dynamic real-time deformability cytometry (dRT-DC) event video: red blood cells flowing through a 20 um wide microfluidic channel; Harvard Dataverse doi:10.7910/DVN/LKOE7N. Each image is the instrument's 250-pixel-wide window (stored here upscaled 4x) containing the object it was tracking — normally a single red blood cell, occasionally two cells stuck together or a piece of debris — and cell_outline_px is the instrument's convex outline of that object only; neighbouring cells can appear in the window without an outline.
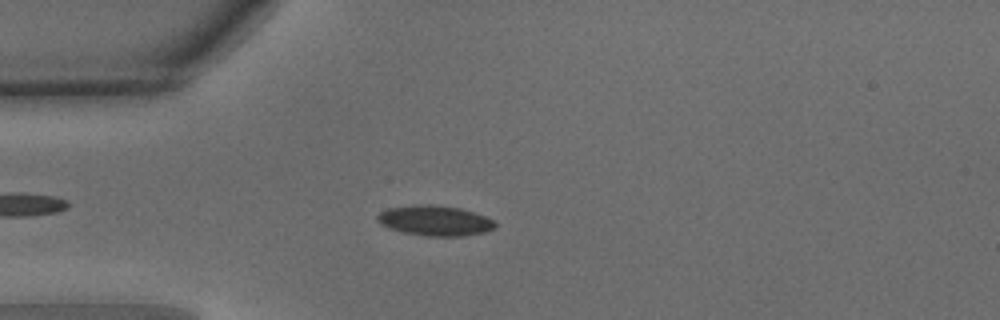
{"species": "common noctule bat (a hibernating species)", "species_latin": "Nyctalus noctula", "temperature_condition": "warm", "stored_images_in_passage": 34, "segment_of_instrument_passage": [1, 2], "camera_frame_rate_fps": 3000, "um_per_image_px": 0.085, "animal": {"sex": "male", "body_mass_g": 15.6}, "frame": {"image": 1, "passage_image": 11, "time_ms": 3.333, "image_size_px": [1000, 320], "cell_outline_px": [[496, 228], [484, 232], [464, 236], [428, 236], [404, 232], [380, 224], [376, 220], [376, 216], [380, 212], [388, 208], [412, 204], [428, 204], [460, 208], [484, 216], [492, 220], [496, 224]], "centroid_in_image_um": [36.95, 18.74], "position_along_channel_um": 48.1, "area_um2": 20.63}}
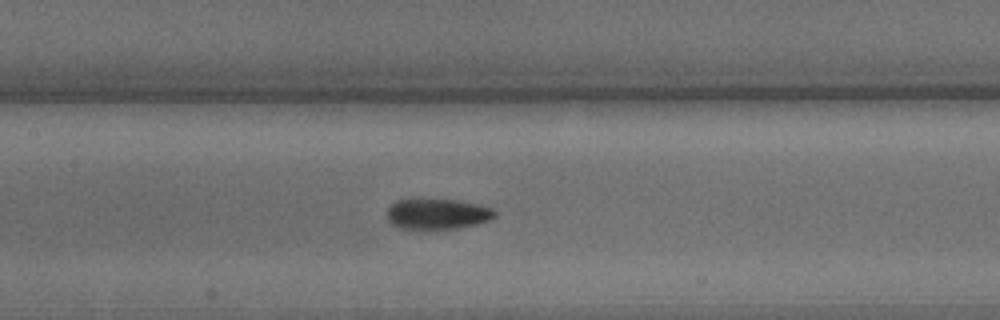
{"frame": {"image": 2, "passage_image": 21, "time_ms": 6.667, "image_size_px": [1000, 320], "cell_outline_px": [[496, 216], [488, 220], [476, 224], [460, 228], [400, 228], [392, 224], [388, 220], [388, 208], [396, 200], [456, 200], [476, 204], [492, 208], [496, 212]], "centroid_in_image_um": [37.19, 18.19], "position_along_channel_um": 170.2, "area_um2": 18.73}}
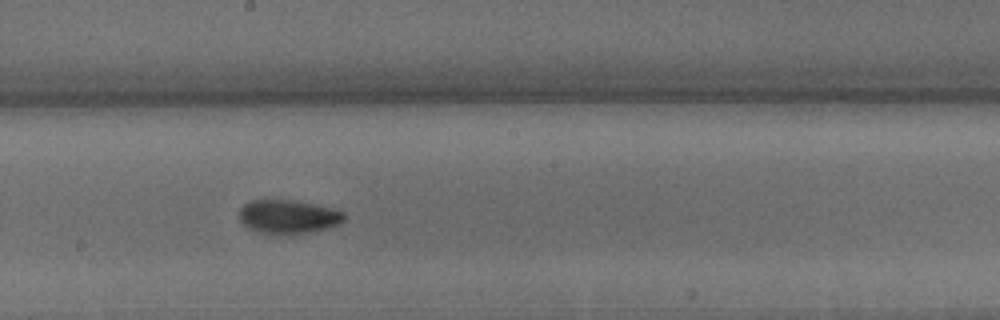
{"frame": {"image": 3, "passage_image": 25, "time_ms": 8.0, "image_size_px": [1000, 320], "cell_outline_px": [[348, 216], [340, 224], [308, 232], [280, 236], [260, 232], [248, 228], [240, 220], [240, 208], [248, 200], [292, 200], [332, 208], [344, 212]], "centroid_in_image_um": [24.49, 18.43], "position_along_channel_um": 223.7, "area_um2": 20.75}}